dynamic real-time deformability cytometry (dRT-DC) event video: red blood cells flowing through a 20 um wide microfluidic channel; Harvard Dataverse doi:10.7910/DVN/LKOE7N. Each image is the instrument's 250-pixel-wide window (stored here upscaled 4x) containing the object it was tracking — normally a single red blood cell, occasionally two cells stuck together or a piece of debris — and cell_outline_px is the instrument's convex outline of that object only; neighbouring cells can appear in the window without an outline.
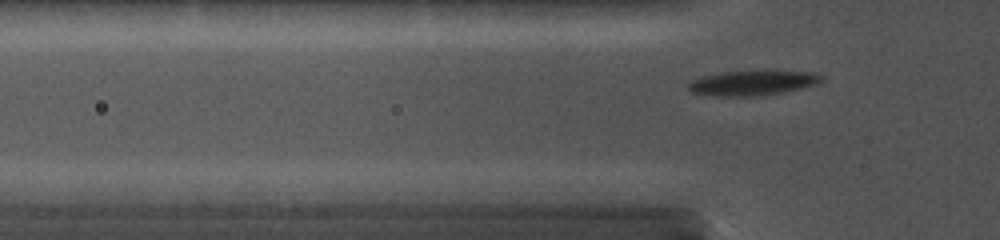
{"species": "common noctule bat (a hibernating species)", "species_latin": "Nyctalus noctula", "temperature_condition": "cold", "stored_images_in_passage": 46, "camera_frame_rate_fps": 5000, "um_per_image_px": 0.085, "animal": {"sex": "female", "body_mass_g": 19.0, "forearm_length_mm": 56.7}, "frame": {"image": 1, "passage_image": 3, "time_ms": 0.4, "image_size_px": [1000, 240], "cell_outline_px": [[824, 80], [816, 84], [776, 92], [740, 96], [692, 92], [688, 88], [688, 84], [692, 80], [700, 76], [720, 72], [756, 68], [772, 68], [816, 72], [824, 76]], "centroid_in_image_um": [64.05, 6.93], "position_along_channel_um": 61.7, "area_um2": 19.65}}
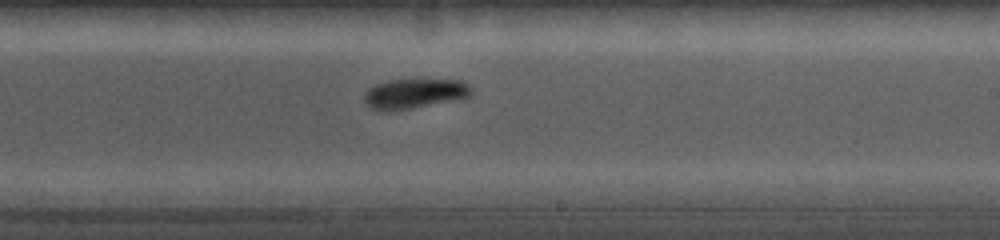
{"frame": {"image": 2, "passage_image": 27, "time_ms": 5.2, "image_size_px": [1000, 240], "cell_outline_px": [[472, 96], [460, 100], [388, 112], [380, 112], [368, 108], [364, 104], [364, 92], [368, 88], [376, 84], [388, 80], [464, 80], [472, 88]], "centroid_in_image_um": [35.21, 7.98], "position_along_channel_um": 253.8, "area_um2": 19.25}}
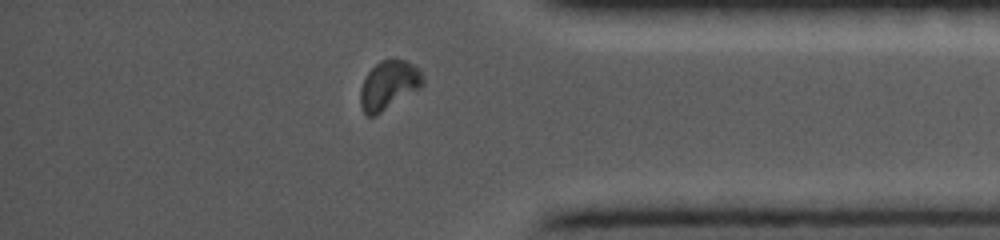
{"frame": {"image": 3, "passage_image": 42, "time_ms": 9.0, "image_size_px": [1000, 240], "cell_outline_px": [[424, 84], [420, 88], [376, 116], [368, 116], [364, 112], [360, 104], [360, 88], [368, 72], [380, 60], [404, 60], [420, 68], [424, 80]], "centroid_in_image_um": [33.05, 7.25], "position_along_channel_um": 402.1, "area_um2": 17.74}}